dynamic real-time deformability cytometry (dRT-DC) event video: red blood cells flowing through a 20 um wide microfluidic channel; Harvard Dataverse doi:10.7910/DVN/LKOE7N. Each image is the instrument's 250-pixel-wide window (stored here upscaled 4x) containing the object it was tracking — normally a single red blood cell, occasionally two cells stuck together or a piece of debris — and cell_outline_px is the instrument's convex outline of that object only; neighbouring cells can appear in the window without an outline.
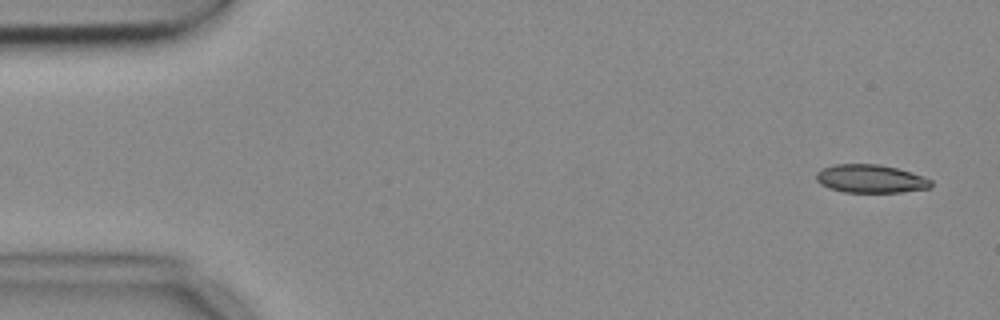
{"species": "common noctule bat (a hibernating species)", "species_latin": "Nyctalus noctula", "temperature_condition": "cold", "stored_images_in_passage": 4, "camera_frame_rate_fps": 3000, "um_per_image_px": 0.085, "animal": {"sex": "female", "body_mass_g": 18.4}, "frame": {"image": 1, "passage_image": 1, "time_ms": 0.0, "image_size_px": [1000, 320], "cell_outline_px": [[932, 188], [900, 192], [844, 192], [828, 188], [820, 184], [816, 180], [816, 172], [824, 168], [836, 164], [880, 164], [896, 168], [924, 176], [932, 180]], "centroid_in_image_um": [74.01, 15.2], "position_along_channel_um": 11.0, "area_um2": 18.96}}
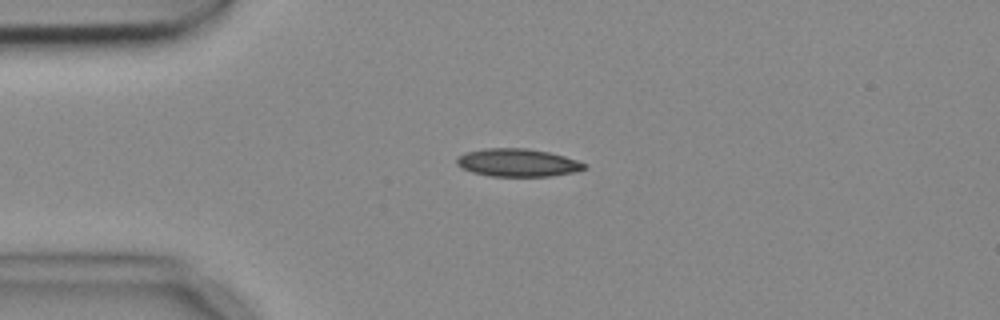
{"frame": {"image": 2, "passage_image": 4, "time_ms": 1.0, "image_size_px": [1000, 320], "cell_outline_px": [[588, 168], [572, 172], [552, 176], [492, 176], [472, 172], [456, 164], [456, 156], [464, 152], [484, 148], [528, 148], [548, 152], [564, 156], [576, 160], [584, 164]], "centroid_in_image_um": [43.95, 13.81], "position_along_channel_um": 41.0, "area_um2": 20.69}}